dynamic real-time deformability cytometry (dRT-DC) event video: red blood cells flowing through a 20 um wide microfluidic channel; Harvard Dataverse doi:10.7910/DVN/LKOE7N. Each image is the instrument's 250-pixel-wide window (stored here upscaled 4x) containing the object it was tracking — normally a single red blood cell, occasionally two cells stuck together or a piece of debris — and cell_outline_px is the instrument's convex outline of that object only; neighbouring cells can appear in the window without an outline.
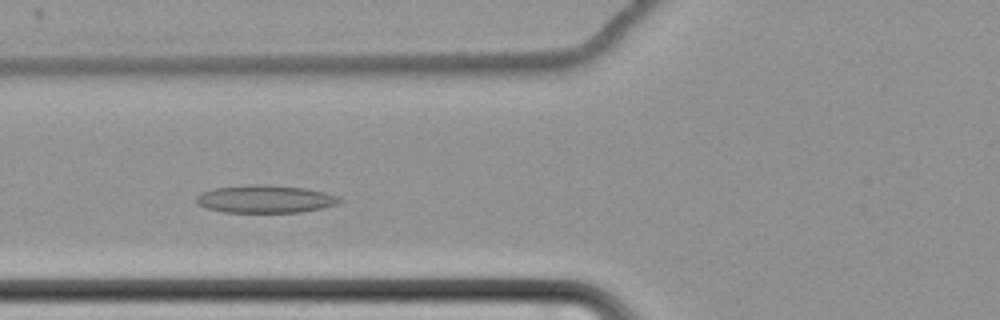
{"species": "common noctule bat (a hibernating species)", "species_latin": "Nyctalus noctula", "temperature_condition": "cold", "stored_images_in_passage": 56, "camera_frame_rate_fps": 3000, "um_per_image_px": 0.085, "animal": {"sex": "female", "body_mass_g": 22.7, "forearm_length_mm": 54.2}, "frame": {"image": 1, "passage_image": 19, "time_ms": 6.0, "image_size_px": [1000, 320], "cell_outline_px": [[344, 200], [336, 204], [320, 208], [300, 212], [224, 212], [208, 208], [200, 204], [196, 200], [196, 196], [200, 192], [212, 188], [248, 184], [264, 184], [304, 188], [324, 192], [340, 196]], "centroid_in_image_um": [22.54, 16.9], "position_along_channel_um": 103.3, "area_um2": 23.18}}
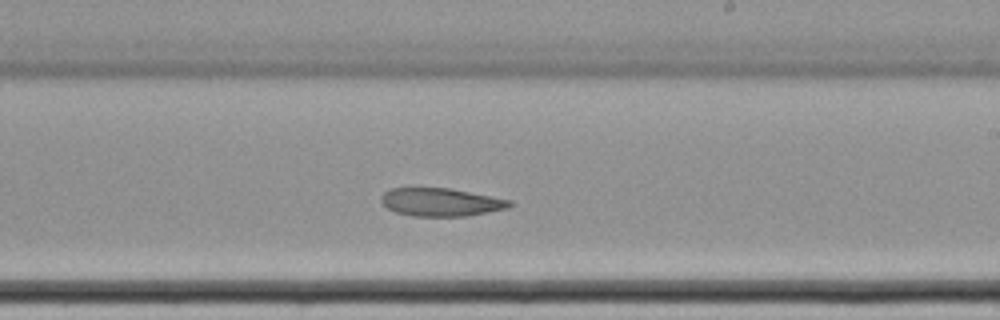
{"frame": {"image": 2, "passage_image": 32, "time_ms": 10.333, "image_size_px": [1000, 320], "cell_outline_px": [[512, 204], [508, 208], [468, 216], [412, 216], [396, 212], [388, 208], [380, 200], [380, 196], [384, 192], [392, 188], [448, 188], [512, 200]], "centroid_in_image_um": [37.47, 17.18], "position_along_channel_um": 251.5, "area_um2": 20.92}}
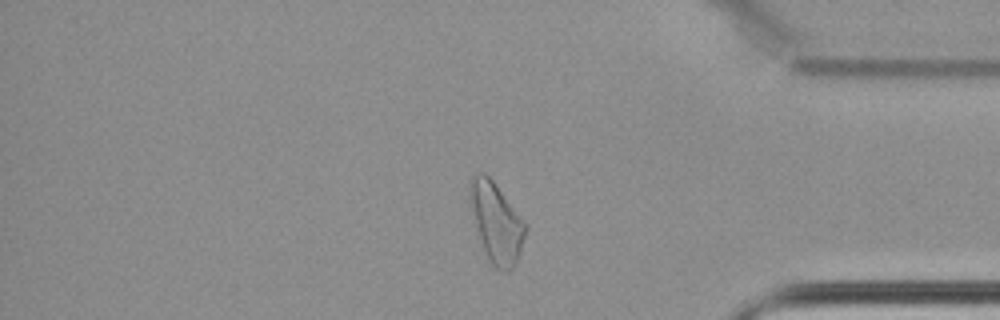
{"frame": {"image": 3, "passage_image": 46, "time_ms": 15.0, "image_size_px": [1000, 320], "cell_outline_px": [[528, 228], [516, 264], [508, 272], [504, 272], [496, 268], [488, 260], [480, 240], [476, 228], [468, 200], [468, 180], [472, 172], [484, 172], [492, 180], [528, 224]], "centroid_in_image_um": [42.16, 18.87], "position_along_channel_um": 393.0, "area_um2": 26.41}}